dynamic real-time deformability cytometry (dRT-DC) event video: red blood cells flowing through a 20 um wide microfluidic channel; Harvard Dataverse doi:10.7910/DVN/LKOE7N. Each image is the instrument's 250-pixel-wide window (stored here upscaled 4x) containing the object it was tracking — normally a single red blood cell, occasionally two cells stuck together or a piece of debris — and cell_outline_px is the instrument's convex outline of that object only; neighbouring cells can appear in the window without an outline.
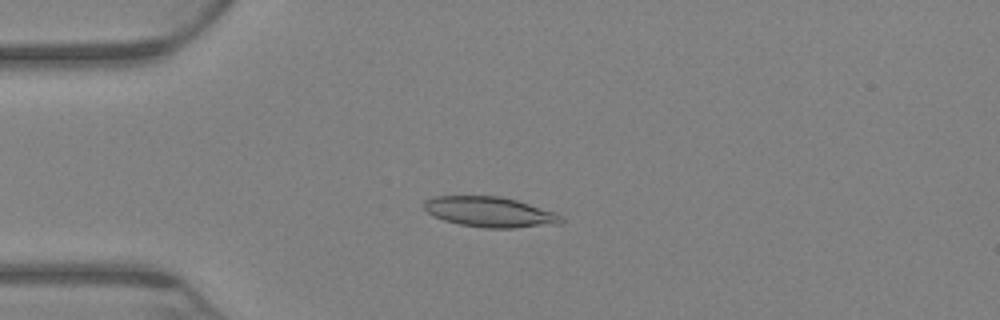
{"species": "Egyptian fruit bat (a non-hibernating species)", "species_latin": "Rousettus aegyptiacus", "temperature_condition": "warm", "stored_images_in_passage": 69, "camera_frame_rate_fps": 3000, "um_per_image_px": 0.085, "animal": {"sex": "female"}, "frame": {"image": 1, "passage_image": 17, "time_ms": 5.333, "image_size_px": [1000, 320], "cell_outline_px": [[564, 220], [560, 224], [516, 228], [484, 228], [460, 224], [444, 220], [432, 216], [424, 208], [424, 200], [432, 196], [500, 196], [516, 200], [556, 212], [564, 216]], "centroid_in_image_um": [41.67, 18.02], "position_along_channel_um": 43.3, "area_um2": 24.45}}
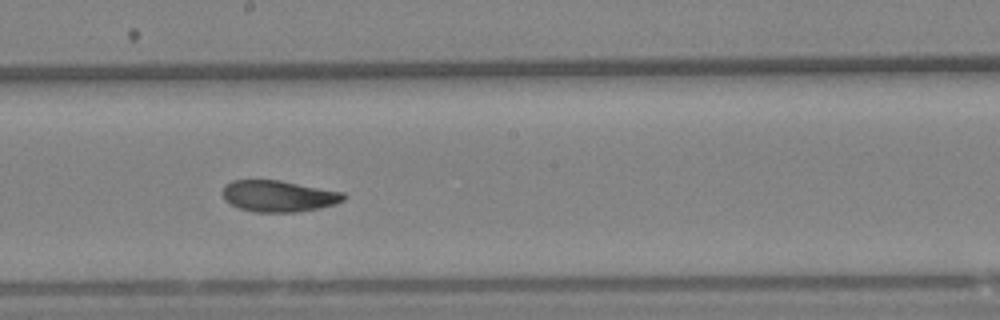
{"frame": {"image": 2, "passage_image": 38, "time_ms": 12.333, "image_size_px": [1000, 320], "cell_outline_px": [[348, 196], [344, 200], [320, 208], [296, 212], [256, 212], [240, 208], [224, 200], [224, 184], [232, 180], [280, 180], [344, 192]], "centroid_in_image_um": [23.7, 16.66], "position_along_channel_um": 224.5, "area_um2": 22.08}}
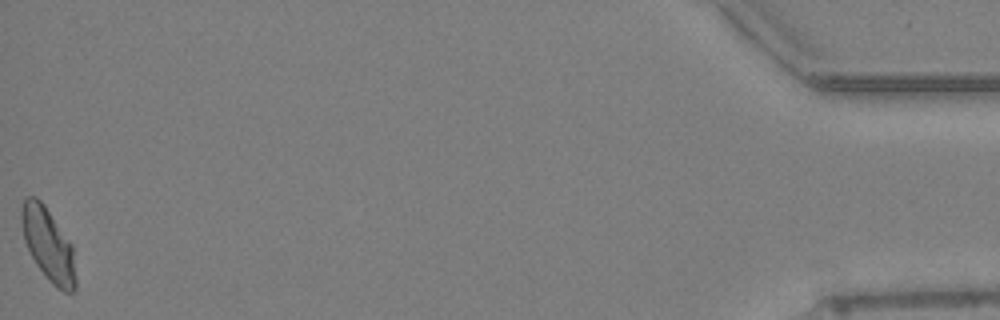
{"frame": {"image": 3, "passage_image": 69, "time_ms": 22.667, "image_size_px": [1000, 320], "cell_outline_px": [[76, 288], [72, 292], [64, 292], [56, 288], [48, 280], [36, 264], [24, 240], [20, 216], [20, 208], [24, 200], [28, 196], [36, 196], [44, 204], [72, 244], [76, 276]], "centroid_in_image_um": [4.1, 20.79], "position_along_channel_um": 431.1, "area_um2": 23.12}, "authors_computed_cell_mechanics": {"area_um2": 23.0622, "velocity_mm_per_s": 2.9413, "shape_relaxation_time_tau1_ms": 6.8615, "shape_relaxation_time_tau2_ms": 2.9972, "deformation_change_tau1": 0.1591, "deformation_change_tau2": 0.0749}}